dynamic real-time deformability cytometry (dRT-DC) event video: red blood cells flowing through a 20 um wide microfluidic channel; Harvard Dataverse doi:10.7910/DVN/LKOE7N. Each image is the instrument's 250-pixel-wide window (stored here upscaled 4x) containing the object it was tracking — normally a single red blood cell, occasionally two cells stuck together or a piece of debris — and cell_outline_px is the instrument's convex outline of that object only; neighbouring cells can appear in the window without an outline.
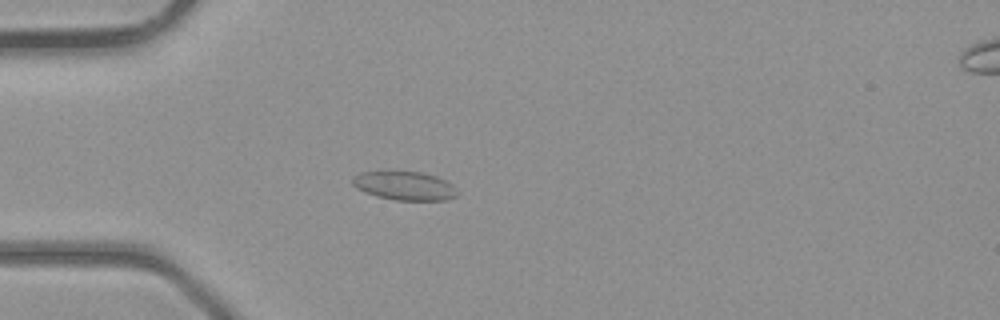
{"species": "common noctule bat (a hibernating species)", "species_latin": "Nyctalus noctula", "temperature_condition": "room temperature", "stored_images_in_passage": 4, "camera_frame_rate_fps": 3000, "um_per_image_px": 0.085, "animal": {"sex": "male", "body_mass_g": 23.1, "forearm_length_mm": 52.7}, "frame": {"image": 1, "passage_image": 3, "time_ms": 2.333, "image_size_px": [1000, 320], "cell_outline_px": [[460, 192], [456, 196], [444, 200], [396, 200], [376, 196], [364, 192], [356, 188], [352, 184], [352, 176], [360, 172], [424, 172], [436, 176], [452, 184]], "centroid_in_image_um": [34.39, 15.79], "position_along_channel_um": 50.6, "area_um2": 17.57}}